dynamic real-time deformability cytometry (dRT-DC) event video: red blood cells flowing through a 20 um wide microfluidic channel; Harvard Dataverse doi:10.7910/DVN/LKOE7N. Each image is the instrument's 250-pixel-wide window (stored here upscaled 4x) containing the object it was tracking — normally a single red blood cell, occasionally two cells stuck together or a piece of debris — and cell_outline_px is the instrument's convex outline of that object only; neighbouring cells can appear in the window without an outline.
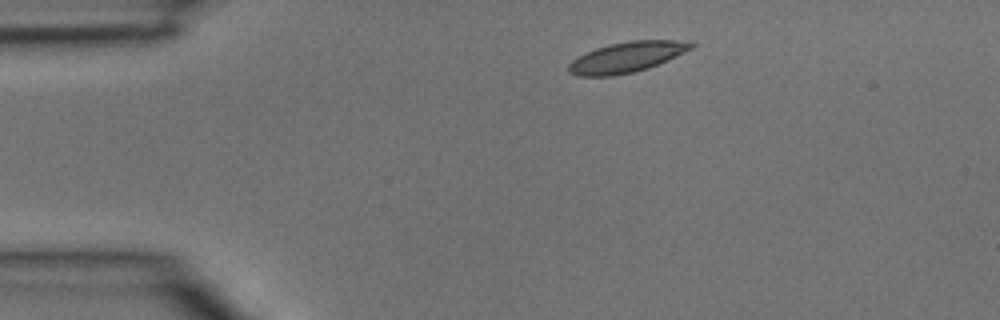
{"species": "common noctule bat (a hibernating species)", "species_latin": "Nyctalus noctula", "temperature_condition": "room temperature", "stored_images_in_passage": 2, "camera_frame_rate_fps": 3000, "um_per_image_px": 0.085, "animal": {"sex": "male", "body_mass_g": 15.6}, "frame": {"image": 1, "passage_image": 1, "time_ms": 0.0, "image_size_px": [1000, 320], "cell_outline_px": [[696, 44], [692, 48], [668, 60], [648, 68], [632, 72], [612, 76], [580, 76], [568, 72], [568, 64], [572, 60], [596, 48], [628, 40], [688, 40]], "centroid_in_image_um": [53.31, 4.85], "position_along_channel_um": 31.7, "area_um2": 21.62}}